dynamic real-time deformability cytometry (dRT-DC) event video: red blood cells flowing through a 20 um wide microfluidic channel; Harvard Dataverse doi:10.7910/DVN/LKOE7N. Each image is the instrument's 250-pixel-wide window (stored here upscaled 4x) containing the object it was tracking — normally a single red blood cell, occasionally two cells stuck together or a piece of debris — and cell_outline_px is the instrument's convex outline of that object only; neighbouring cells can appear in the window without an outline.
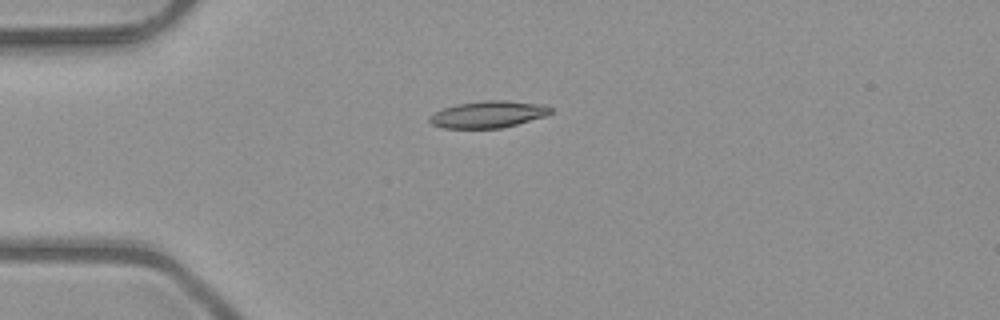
{"species": "common noctule bat (a hibernating species)", "species_latin": "Nyctalus noctula", "temperature_condition": "room temperature", "stored_images_in_passage": 4, "camera_frame_rate_fps": 3000, "um_per_image_px": 0.085, "animal": {"sex": "male", "body_mass_g": 23.1, "forearm_length_mm": 52.7}, "frame": {"image": 1, "passage_image": 4, "time_ms": 1.0, "image_size_px": [1000, 320], "cell_outline_px": [[552, 112], [548, 116], [500, 128], [440, 128], [432, 124], [428, 120], [428, 116], [444, 108], [456, 104], [484, 100], [508, 100], [544, 104], [552, 108]], "centroid_in_image_um": [41.52, 9.71], "position_along_channel_um": 43.5, "area_um2": 19.13}}